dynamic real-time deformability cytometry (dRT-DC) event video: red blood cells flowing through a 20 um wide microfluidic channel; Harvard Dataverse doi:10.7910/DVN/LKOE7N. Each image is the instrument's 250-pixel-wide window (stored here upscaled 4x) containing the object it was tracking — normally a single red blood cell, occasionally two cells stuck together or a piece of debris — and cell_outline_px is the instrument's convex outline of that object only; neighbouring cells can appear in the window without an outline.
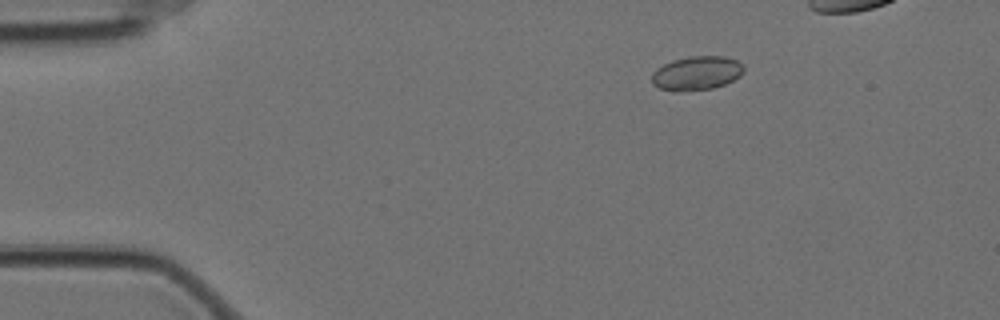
{"species": "Egyptian fruit bat (a non-hibernating species)", "species_latin": "Rousettus aegyptiacus", "temperature_condition": "cold", "stored_images_in_passage": 45, "camera_frame_rate_fps": 3000, "um_per_image_px": 0.085, "animal": {"sex": "female"}, "frame": {"image": 1, "passage_image": 3, "time_ms": 0.667, "image_size_px": [1000, 320], "cell_outline_px": [[744, 72], [740, 76], [724, 84], [712, 88], [676, 92], [672, 92], [660, 88], [652, 84], [652, 72], [656, 68], [672, 60], [692, 56], [724, 56], [736, 60], [744, 64]], "centroid_in_image_um": [59.2, 6.22], "position_along_channel_um": 25.8, "area_um2": 18.32}}
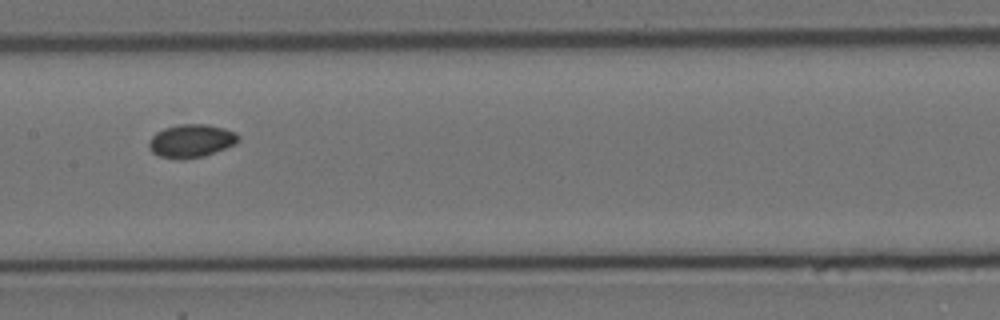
{"frame": {"image": 2, "passage_image": 23, "time_ms": 7.333, "image_size_px": [1000, 320], "cell_outline_px": [[240, 140], [236, 144], [204, 156], [180, 160], [160, 156], [152, 152], [148, 148], [148, 140], [156, 132], [164, 128], [180, 124], [208, 124], [224, 128], [236, 132], [240, 136]], "centroid_in_image_um": [16.26, 11.97], "position_along_channel_um": 191.1, "area_um2": 17.51}}
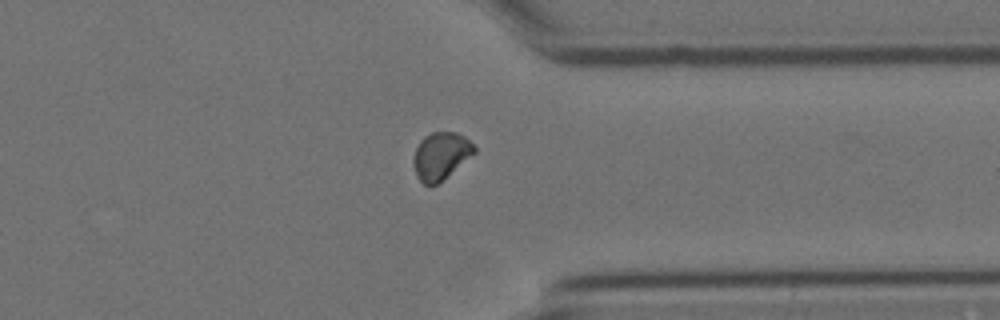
{"frame": {"image": 3, "passage_image": 39, "time_ms": 12.667, "image_size_px": [1000, 320], "cell_outline_px": [[476, 152], [436, 184], [424, 184], [416, 176], [412, 164], [412, 160], [416, 148], [420, 140], [424, 136], [432, 132], [456, 132], [464, 136], [476, 148]], "centroid_in_image_um": [37.43, 13.22], "position_along_channel_um": 374.0, "area_um2": 16.53}}